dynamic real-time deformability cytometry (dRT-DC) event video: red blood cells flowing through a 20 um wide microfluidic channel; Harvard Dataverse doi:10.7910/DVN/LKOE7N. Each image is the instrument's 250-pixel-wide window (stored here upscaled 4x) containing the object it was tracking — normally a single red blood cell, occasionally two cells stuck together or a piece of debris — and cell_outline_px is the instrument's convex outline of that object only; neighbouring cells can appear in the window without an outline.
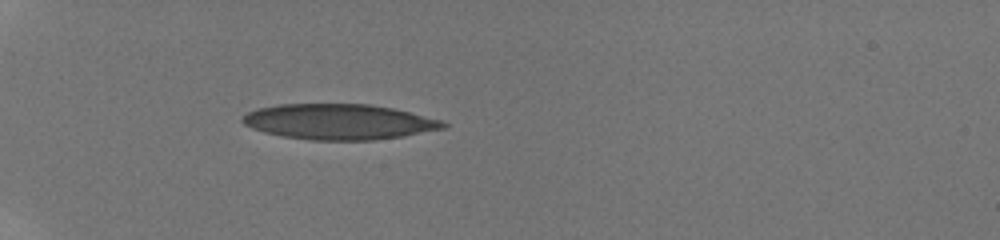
{"species": "human", "species_latin": "Homo sapiens", "temperature_condition": "room temperature", "stored_images_in_passage": 3, "camera_frame_rate_fps": 3000, "um_per_image_px": 0.085, "donor": {"sex": "male"}, "frame": {"image": 1, "passage_image": 1, "time_ms": 0.0, "image_size_px": [1000, 240], "cell_outline_px": [[448, 128], [404, 136], [372, 140], [312, 140], [284, 136], [264, 132], [252, 128], [244, 124], [240, 120], [240, 116], [256, 108], [280, 104], [368, 104], [392, 108], [440, 120], [448, 124]], "centroid_in_image_um": [28.79, 10.35], "position_along_channel_um": 56.2, "area_um2": 41.5}}
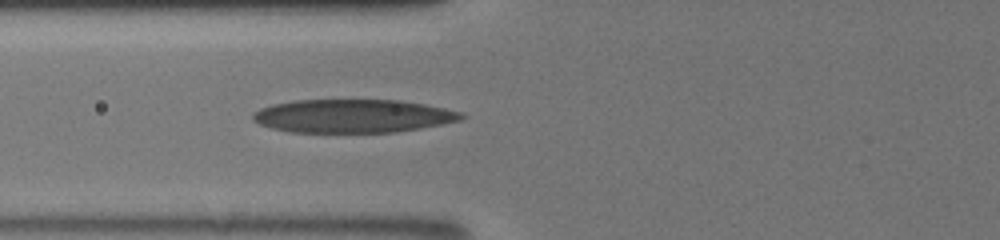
{"frame": {"image": 2, "passage_image": 3, "time_ms": 1.667, "image_size_px": [1000, 240], "cell_outline_px": [[468, 116], [460, 120], [420, 128], [396, 132], [288, 132], [272, 128], [260, 124], [252, 120], [252, 112], [260, 108], [272, 104], [292, 100], [400, 100], [424, 104], [444, 108], [460, 112]], "centroid_in_image_um": [29.95, 9.86], "position_along_channel_um": 95.8, "area_um2": 40.58}}